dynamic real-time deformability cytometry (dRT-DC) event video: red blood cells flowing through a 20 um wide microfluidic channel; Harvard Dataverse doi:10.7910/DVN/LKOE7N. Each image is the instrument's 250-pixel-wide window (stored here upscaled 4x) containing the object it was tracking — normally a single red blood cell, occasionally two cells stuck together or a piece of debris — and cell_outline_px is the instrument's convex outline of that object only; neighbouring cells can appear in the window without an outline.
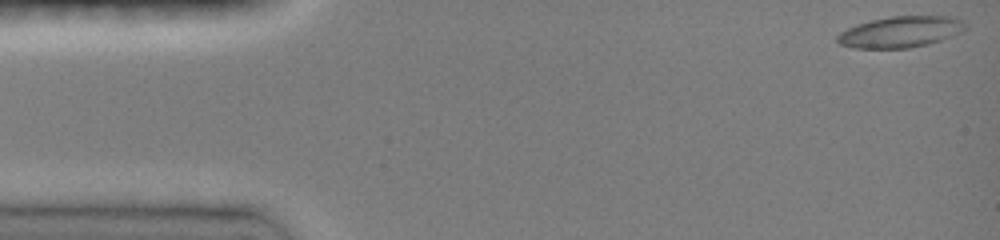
{"species": "common noctule bat (a hibernating species)", "species_latin": "Nyctalus noctula", "temperature_condition": "room temperature", "stored_images_in_passage": 8, "camera_frame_rate_fps": 3000, "um_per_image_px": 0.085, "animal": {"sex": "female", "body_mass_g": 19.0, "forearm_length_mm": 51.5}, "frame": {"image": 1, "passage_image": 1, "time_ms": 0.0, "image_size_px": [1000, 240], "cell_outline_px": [[968, 28], [952, 36], [928, 44], [908, 48], [852, 48], [840, 44], [836, 40], [836, 36], [840, 32], [856, 24], [872, 20], [892, 16], [956, 16], [964, 20]], "centroid_in_image_um": [76.57, 2.7], "position_along_channel_um": 8.4, "area_um2": 23.41}}
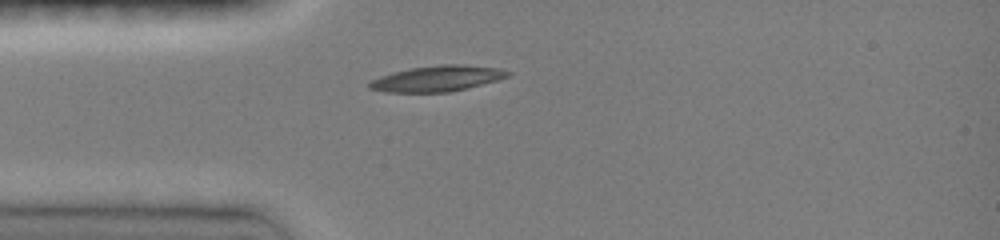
{"frame": {"image": 2, "passage_image": 7, "time_ms": 3.667, "image_size_px": [1000, 240], "cell_outline_px": [[512, 72], [508, 76], [496, 80], [448, 92], [384, 92], [368, 88], [368, 84], [372, 80], [380, 76], [392, 72], [412, 68], [440, 64], [456, 64], [500, 68]], "centroid_in_image_um": [37.12, 6.67], "position_along_channel_um": 47.9, "area_um2": 20.46}}